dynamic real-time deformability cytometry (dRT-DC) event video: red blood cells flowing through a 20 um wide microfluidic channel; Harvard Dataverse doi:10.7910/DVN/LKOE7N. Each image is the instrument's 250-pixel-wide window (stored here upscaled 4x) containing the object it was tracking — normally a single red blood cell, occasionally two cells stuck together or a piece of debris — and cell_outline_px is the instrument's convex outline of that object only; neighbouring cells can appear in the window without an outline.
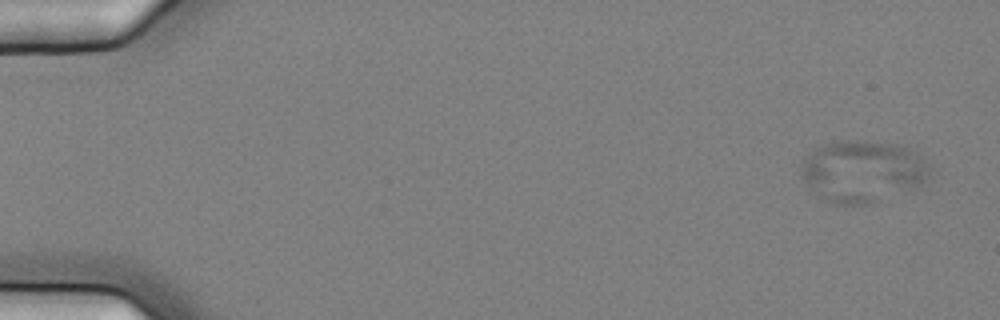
{"species": "common noctule bat (a hibernating species)", "species_latin": "Nyctalus noctula", "temperature_condition": "cold", "stored_images_in_passage": 9, "camera_frame_rate_fps": 3000, "um_per_image_px": 0.085, "animal": {"sex": "female", "body_mass_g": 25.1}, "frame": {"image": 1, "passage_image": 1, "time_ms": 0.0, "image_size_px": [1000, 320], "cell_outline_px": [[932, 168], [928, 180], [920, 184], [872, 204], [832, 204], [816, 196], [804, 180], [800, 172], [804, 160], [820, 144], [836, 140], [864, 140], [896, 144], [916, 152]], "centroid_in_image_um": [73.3, 14.55], "position_along_channel_um": 11.7, "area_um2": 46.47}}
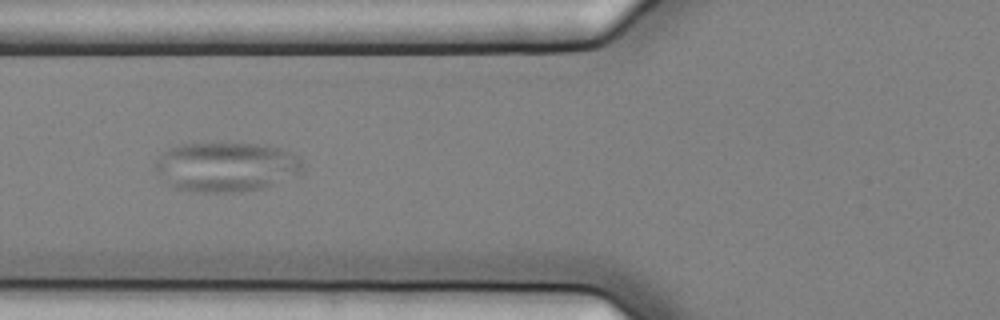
{"frame": {"image": 2, "passage_image": 6, "time_ms": 1.667, "image_size_px": [1000, 320], "cell_outline_px": [[300, 172], [272, 184], [260, 188], [240, 192], [204, 192], [172, 188], [164, 184], [156, 168], [156, 160], [168, 148], [180, 144], [216, 140], [260, 144], [280, 148], [300, 156]], "centroid_in_image_um": [19.14, 14.13], "position_along_channel_um": 106.7, "area_um2": 43.23}}
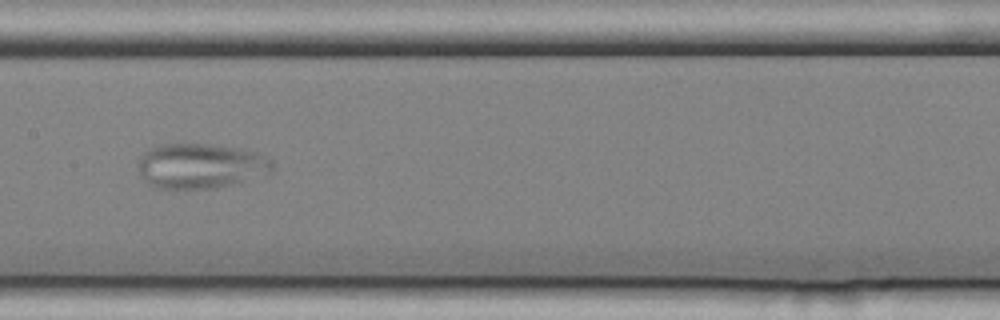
{"frame": {"image": 3, "passage_image": 8, "time_ms": 2.333, "image_size_px": [1000, 320], "cell_outline_px": [[272, 172], [232, 184], [216, 188], [156, 188], [148, 184], [144, 180], [136, 164], [140, 156], [144, 152], [160, 144], [212, 144], [240, 148], [256, 152], [272, 160]], "centroid_in_image_um": [17.02, 14.09], "position_along_channel_um": 190.4, "area_um2": 35.2}}